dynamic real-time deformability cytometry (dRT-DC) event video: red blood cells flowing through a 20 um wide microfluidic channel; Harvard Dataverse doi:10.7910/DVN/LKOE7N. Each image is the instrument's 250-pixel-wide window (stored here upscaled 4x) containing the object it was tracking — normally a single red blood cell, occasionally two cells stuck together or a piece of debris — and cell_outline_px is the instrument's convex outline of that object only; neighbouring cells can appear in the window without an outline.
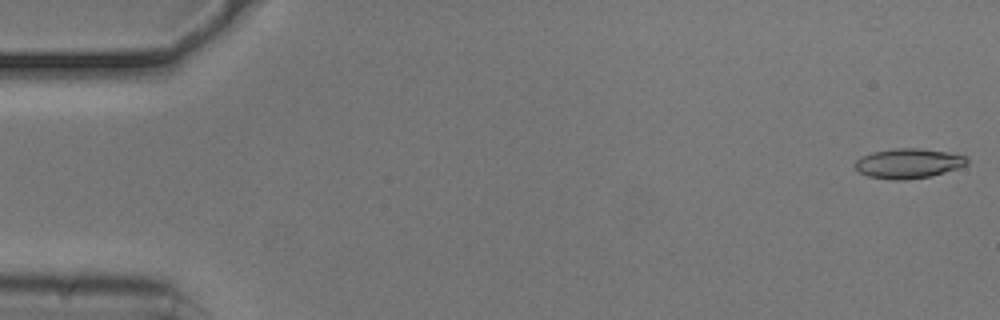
{"species": "common noctule bat (a hibernating species)", "species_latin": "Nyctalus noctula", "temperature_condition": "cold", "stored_images_in_passage": 5, "camera_frame_rate_fps": 3000, "um_per_image_px": 0.085, "animal": {"sex": "male", "body_mass_g": 20.5, "forearm_length_mm": 52.5}, "frame": {"image": 1, "passage_image": 1, "time_ms": 0.0, "image_size_px": [1000, 320], "cell_outline_px": [[968, 164], [932, 176], [904, 180], [892, 180], [868, 176], [860, 172], [852, 164], [860, 156], [872, 152], [892, 148], [920, 148], [948, 152], [968, 156]], "centroid_in_image_um": [77.19, 13.88], "position_along_channel_um": 7.8, "area_um2": 19.65}}